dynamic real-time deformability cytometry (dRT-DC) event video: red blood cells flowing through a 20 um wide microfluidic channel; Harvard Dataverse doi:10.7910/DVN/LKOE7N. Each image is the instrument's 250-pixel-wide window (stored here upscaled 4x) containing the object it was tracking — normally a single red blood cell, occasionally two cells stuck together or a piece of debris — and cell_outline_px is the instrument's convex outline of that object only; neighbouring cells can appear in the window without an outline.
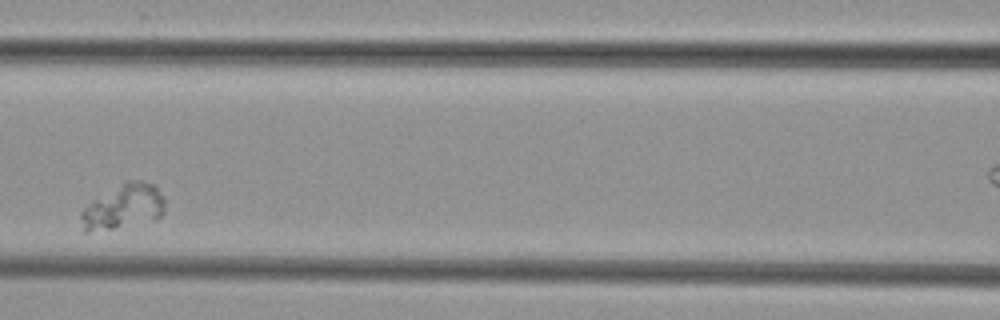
{"species": "common noctule bat (a hibernating species)", "species_latin": "Nyctalus noctula", "temperature_condition": "cold", "stored_images_in_passage": 7, "segment_of_instrument_passage": [1, 2], "camera_frame_rate_fps": 3000, "um_per_image_px": 0.085, "animal": {"sex": "female", "body_mass_g": 29.2, "forearm_length_mm": 56.3}, "frame": {"image": 1, "passage_image": 5, "time_ms": 6.0, "image_size_px": [1000, 320], "cell_outline_px": [[164, 212], [156, 220], [112, 228], [88, 232], [84, 232], [80, 216], [80, 212], [92, 200], [124, 180], [144, 180], [156, 184], [164, 196]], "centroid_in_image_um": [10.52, 17.53], "position_along_channel_um": 156.1, "area_um2": 22.2}}
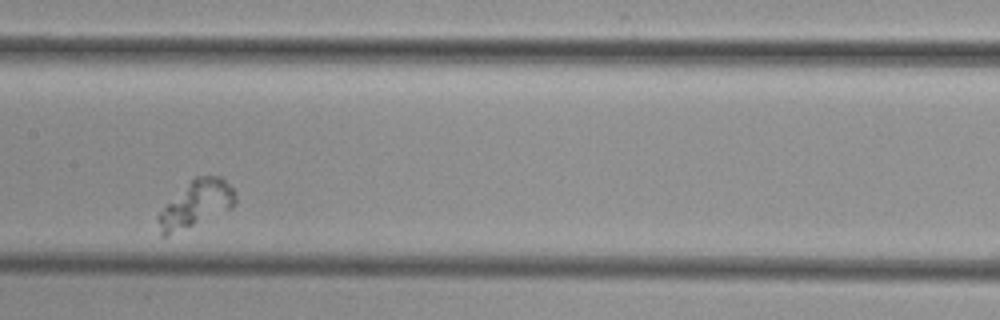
{"frame": {"image": 2, "passage_image": 6, "time_ms": 7.0, "image_size_px": [1000, 320], "cell_outline_px": [[236, 204], [232, 208], [164, 236], [160, 236], [156, 220], [156, 216], [196, 176], [220, 176], [236, 192]], "centroid_in_image_um": [16.69, 17.33], "position_along_channel_um": 190.7, "area_um2": 20.0}}